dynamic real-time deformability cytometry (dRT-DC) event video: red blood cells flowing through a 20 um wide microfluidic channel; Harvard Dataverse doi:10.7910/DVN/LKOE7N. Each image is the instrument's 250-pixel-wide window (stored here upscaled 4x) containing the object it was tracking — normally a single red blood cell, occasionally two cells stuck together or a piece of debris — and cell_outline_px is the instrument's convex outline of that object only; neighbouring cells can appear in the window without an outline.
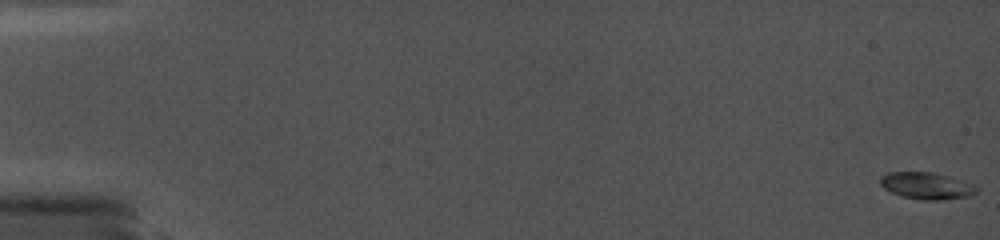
{"species": "common noctule bat (a hibernating species)", "species_latin": "Nyctalus noctula", "temperature_condition": "cold", "stored_images_in_passage": 17, "camera_frame_rate_fps": 5000, "um_per_image_px": 0.085, "animal": {"sex": "female", "body_mass_g": 19.0, "forearm_length_mm": 56.7}, "frame": {"image": 1, "passage_image": 1, "time_ms": 0.0, "image_size_px": [1000, 240], "cell_outline_px": [[976, 192], [968, 196], [940, 200], [924, 200], [904, 196], [892, 192], [884, 188], [880, 184], [880, 176], [888, 172], [932, 172], [948, 176], [968, 184], [976, 188]], "centroid_in_image_um": [78.67, 15.78], "position_along_channel_um": 6.3, "area_um2": 14.57}}
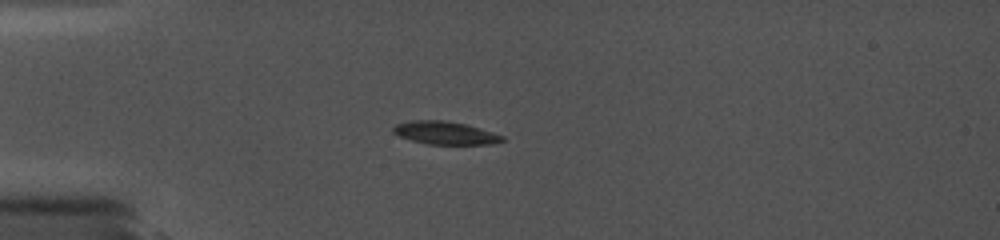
{"frame": {"image": 2, "passage_image": 15, "time_ms": 5.2, "image_size_px": [1000, 240], "cell_outline_px": [[504, 140], [492, 144], [428, 144], [412, 140], [400, 136], [392, 132], [392, 128], [396, 124], [412, 120], [444, 120], [464, 124], [480, 128], [504, 136]], "centroid_in_image_um": [37.82, 11.29], "position_along_channel_um": 47.2, "area_um2": 14.45}}